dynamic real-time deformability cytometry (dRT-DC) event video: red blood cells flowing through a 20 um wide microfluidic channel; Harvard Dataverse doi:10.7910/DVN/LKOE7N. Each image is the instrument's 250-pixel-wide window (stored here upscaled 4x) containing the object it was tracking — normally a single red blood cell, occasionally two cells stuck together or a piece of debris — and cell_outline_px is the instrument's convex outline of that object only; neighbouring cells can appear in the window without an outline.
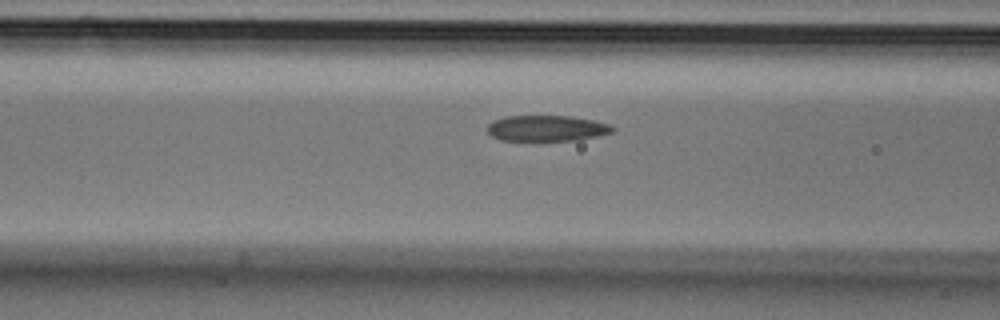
{"species": "Egyptian fruit bat (a non-hibernating species)", "species_latin": "Rousettus aegyptiacus", "temperature_condition": "cold", "stored_images_in_passage": 6, "camera_frame_rate_fps": 3000, "um_per_image_px": 0.085, "animal": {"sex": "male"}, "frame": {"image": 1, "passage_image": 6, "time_ms": 1.667, "image_size_px": [1000, 320], "cell_outline_px": [[616, 132], [576, 140], [536, 144], [500, 140], [492, 136], [488, 132], [488, 124], [492, 120], [504, 116], [572, 116], [592, 120], [608, 124], [616, 128]], "centroid_in_image_um": [46.43, 10.96], "position_along_channel_um": 120.2, "area_um2": 19.94}}